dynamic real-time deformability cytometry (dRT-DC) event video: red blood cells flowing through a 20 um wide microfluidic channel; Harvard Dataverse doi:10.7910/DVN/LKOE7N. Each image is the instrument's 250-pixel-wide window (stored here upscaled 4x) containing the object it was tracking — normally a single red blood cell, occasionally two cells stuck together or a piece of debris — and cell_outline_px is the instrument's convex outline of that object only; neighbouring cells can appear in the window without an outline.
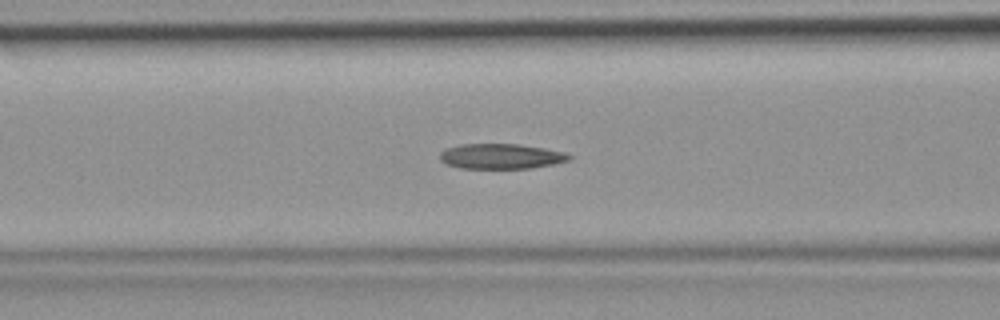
{"species": "common noctule bat (a hibernating species)", "species_latin": "Nyctalus noctula", "temperature_condition": "room temperature", "stored_images_in_passage": 47, "camera_frame_rate_fps": 3000, "um_per_image_px": 0.085, "animal": {"sex": "female", "body_mass_g": 19.9}, "frame": {"image": 1, "passage_image": 19, "time_ms": 6.0, "image_size_px": [1000, 320], "cell_outline_px": [[572, 160], [556, 164], [532, 168], [460, 168], [444, 164], [440, 160], [440, 152], [444, 148], [460, 144], [520, 144], [544, 148], [564, 152], [572, 156]], "centroid_in_image_um": [42.59, 13.28], "position_along_channel_um": 124.0, "area_um2": 19.25}}
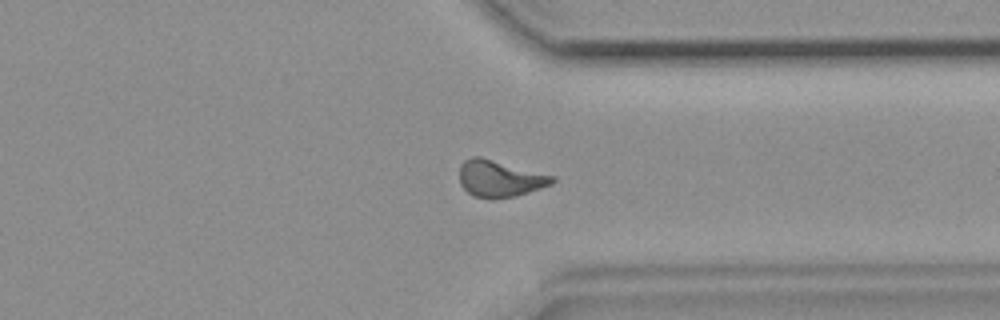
{"frame": {"image": 2, "passage_image": 36, "time_ms": 11.667, "image_size_px": [1000, 320], "cell_outline_px": [[556, 180], [552, 184], [516, 196], [492, 200], [488, 200], [472, 196], [460, 184], [460, 164], [464, 160], [472, 156], [480, 156], [556, 176]], "centroid_in_image_um": [42.47, 15.19], "position_along_channel_um": 368.9, "area_um2": 20.17}}
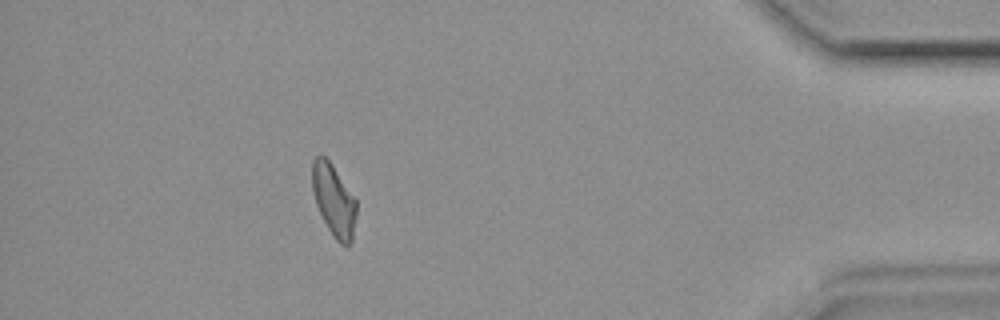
{"frame": {"image": 3, "passage_image": 42, "time_ms": 13.667, "image_size_px": [1000, 320], "cell_outline_px": [[356, 216], [352, 240], [348, 248], [340, 244], [332, 236], [316, 204], [312, 188], [312, 160], [316, 156], [324, 156], [332, 164], [356, 200]], "centroid_in_image_um": [28.38, 17.05], "position_along_channel_um": 406.8, "area_um2": 18.44}}